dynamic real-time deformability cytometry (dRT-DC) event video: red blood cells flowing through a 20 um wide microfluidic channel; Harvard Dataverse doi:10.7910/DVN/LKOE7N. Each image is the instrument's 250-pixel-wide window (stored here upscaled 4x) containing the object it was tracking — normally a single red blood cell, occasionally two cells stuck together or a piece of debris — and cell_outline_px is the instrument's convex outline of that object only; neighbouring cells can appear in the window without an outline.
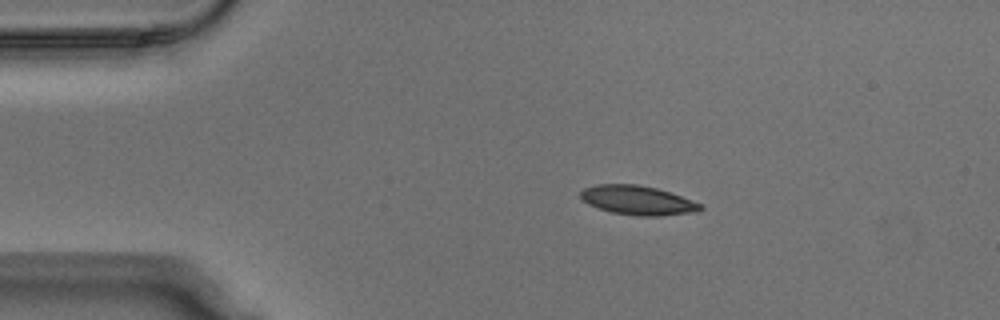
{"species": "Egyptian fruit bat (a non-hibernating species)", "species_latin": "Rousettus aegyptiacus", "temperature_condition": "warm", "stored_images_in_passage": 8, "camera_frame_rate_fps": 3000, "um_per_image_px": 0.085, "animal": {"sex": "male"}, "frame": {"image": 1, "passage_image": 1, "time_ms": 0.0, "image_size_px": [1000, 320], "cell_outline_px": [[704, 208], [696, 212], [660, 216], [640, 216], [612, 212], [588, 204], [580, 196], [580, 192], [584, 188], [596, 184], [636, 184], [656, 188], [704, 204]], "centroid_in_image_um": [54.23, 17.02], "position_along_channel_um": 30.8, "area_um2": 20.29}}
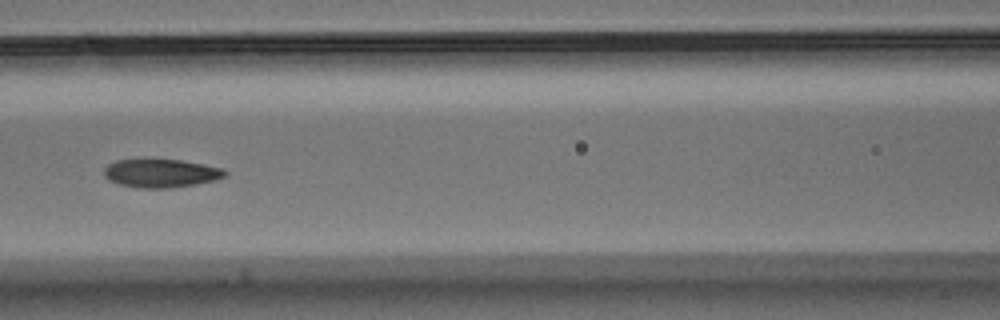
{"frame": {"image": 2, "passage_image": 5, "time_ms": 1.333, "image_size_px": [1000, 320], "cell_outline_px": [[228, 172], [224, 176], [216, 180], [196, 184], [172, 188], [136, 188], [120, 184], [108, 180], [104, 176], [104, 168], [108, 164], [116, 160], [144, 156], [180, 160], [204, 164], [224, 168]], "centroid_in_image_um": [13.64, 14.68], "position_along_channel_um": 153.0, "area_um2": 20.98}}
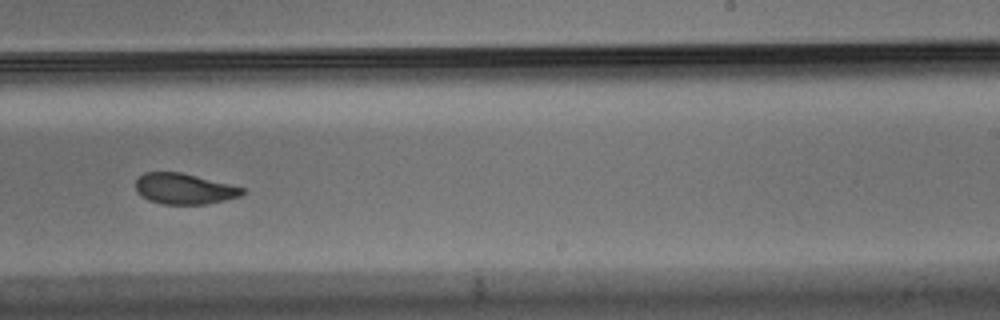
{"frame": {"image": 3, "passage_image": 8, "time_ms": 2.333, "image_size_px": [1000, 320], "cell_outline_px": [[244, 192], [240, 196], [208, 204], [160, 204], [148, 200], [140, 196], [136, 192], [136, 180], [144, 172], [180, 172], [244, 188]], "centroid_in_image_um": [15.6, 16.06], "position_along_channel_um": 273.4, "area_um2": 19.02}}